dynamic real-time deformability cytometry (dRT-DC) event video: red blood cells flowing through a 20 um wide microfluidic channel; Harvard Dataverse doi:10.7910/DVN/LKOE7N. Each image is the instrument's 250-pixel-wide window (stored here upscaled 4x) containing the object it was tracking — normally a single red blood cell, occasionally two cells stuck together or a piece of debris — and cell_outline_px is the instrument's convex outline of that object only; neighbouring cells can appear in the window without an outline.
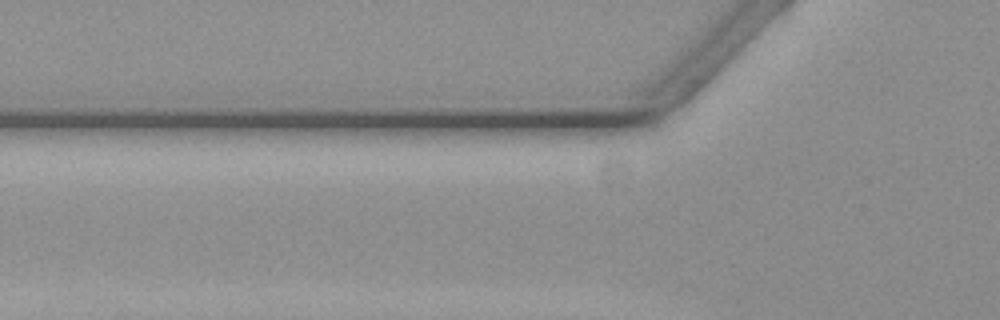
{"species": "common noctule bat (a hibernating species)", "species_latin": "Nyctalus noctula", "temperature_condition": "warm", "stored_images_in_passage": 3, "camera_frame_rate_fps": 3000, "um_per_image_px": 0.085, "animal": {"sex": "female", "body_mass_g": 19.3, "forearm_length_mm": 54.1}, "frame": {"image": 1, "passage_image": 3, "time_ms": 0.667, "image_size_px": [1000, 320], "cell_outline_px": [[592, 260], [588, 264], [540, 272], [524, 272], [492, 268], [484, 264], [496, 252], [560, 252], [580, 256]], "centroid_in_image_um": [45.46, 22.21], "position_along_channel_um": 80.3, "area_um2": 11.79}}